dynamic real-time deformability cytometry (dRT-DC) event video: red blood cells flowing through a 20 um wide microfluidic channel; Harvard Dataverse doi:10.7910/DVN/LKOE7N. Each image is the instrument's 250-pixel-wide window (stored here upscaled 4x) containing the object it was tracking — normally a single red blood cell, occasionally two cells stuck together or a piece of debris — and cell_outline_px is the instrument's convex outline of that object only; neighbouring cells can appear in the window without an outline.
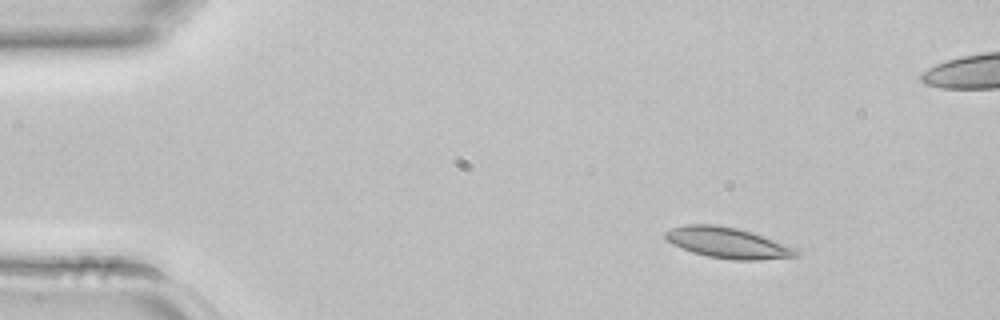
{"species": "common noctule bat (a hibernating species)", "species_latin": "Nyctalus noctula", "temperature_condition": "room temperature", "stored_images_in_passage": 3, "camera_frame_rate_fps": 3000, "um_per_image_px": 0.085, "animal": {"sex": "female", "body_mass_g": 22.7, "forearm_length_mm": 54.2}, "frame": {"image": 1, "passage_image": 1, "time_ms": 0.0, "image_size_px": [1000, 320], "cell_outline_px": [[800, 256], [760, 260], [732, 260], [708, 256], [692, 252], [672, 244], [664, 236], [664, 232], [672, 228], [684, 224], [716, 224], [736, 228], [752, 232], [796, 248], [800, 252]], "centroid_in_image_um": [61.86, 20.64], "position_along_channel_um": 23.1, "area_um2": 23.52}}